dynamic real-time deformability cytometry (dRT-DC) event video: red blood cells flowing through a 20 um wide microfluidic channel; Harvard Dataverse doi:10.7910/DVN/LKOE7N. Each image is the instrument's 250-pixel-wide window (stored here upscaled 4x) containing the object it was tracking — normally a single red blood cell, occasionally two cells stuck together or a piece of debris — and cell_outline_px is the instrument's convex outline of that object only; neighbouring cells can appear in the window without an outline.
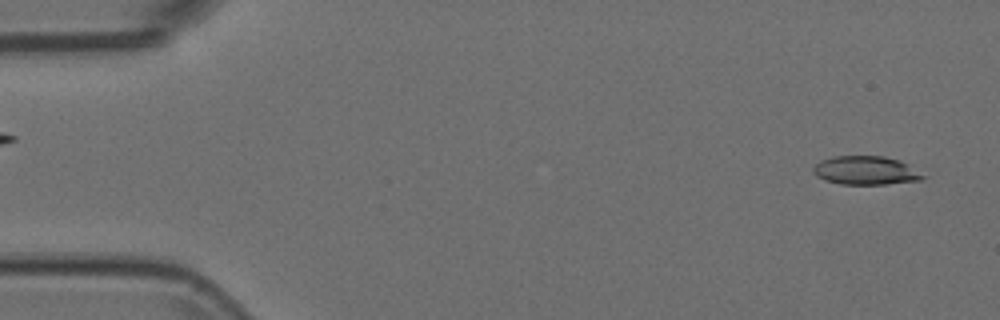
{"species": "Egyptian fruit bat (a non-hibernating species)", "species_latin": "Rousettus aegyptiacus", "temperature_condition": "room temperature", "stored_images_in_passage": 53, "camera_frame_rate_fps": 3000, "um_per_image_px": 0.085, "animal": {"sex": "female"}, "frame": {"image": 1, "passage_image": 2, "time_ms": 0.333, "image_size_px": [1000, 320], "cell_outline_px": [[928, 176], [924, 180], [888, 184], [840, 184], [824, 180], [816, 176], [812, 172], [812, 168], [820, 160], [832, 156], [884, 156], [900, 160], [908, 164]], "centroid_in_image_um": [73.62, 14.49], "position_along_channel_um": 11.4, "area_um2": 18.67}}
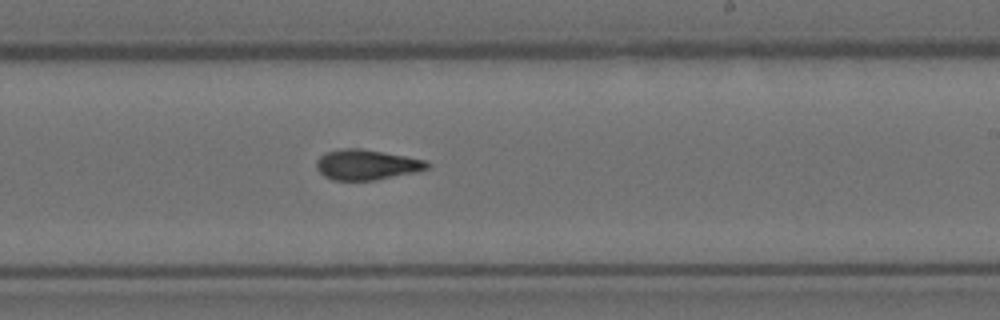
{"frame": {"image": 2, "passage_image": 31, "time_ms": 10.0, "image_size_px": [1000, 320], "cell_outline_px": [[432, 164], [428, 168], [412, 172], [376, 180], [332, 180], [324, 176], [316, 168], [316, 160], [320, 156], [328, 152], [340, 148], [360, 148], [384, 152], [424, 160]], "centroid_in_image_um": [31.12, 13.99], "position_along_channel_um": 257.9, "area_um2": 19.36}}
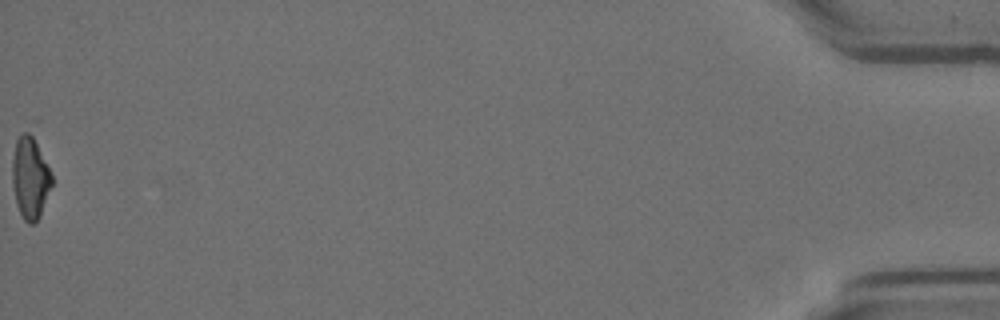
{"frame": {"image": 3, "passage_image": 53, "time_ms": 17.333, "image_size_px": [1000, 320], "cell_outline_px": [[52, 184], [40, 216], [32, 224], [28, 224], [24, 220], [16, 204], [12, 184], [12, 160], [16, 140], [24, 132], [28, 132], [32, 136], [52, 176]], "centroid_in_image_um": [2.54, 15.16], "position_along_channel_um": 432.7, "area_um2": 18.38}}